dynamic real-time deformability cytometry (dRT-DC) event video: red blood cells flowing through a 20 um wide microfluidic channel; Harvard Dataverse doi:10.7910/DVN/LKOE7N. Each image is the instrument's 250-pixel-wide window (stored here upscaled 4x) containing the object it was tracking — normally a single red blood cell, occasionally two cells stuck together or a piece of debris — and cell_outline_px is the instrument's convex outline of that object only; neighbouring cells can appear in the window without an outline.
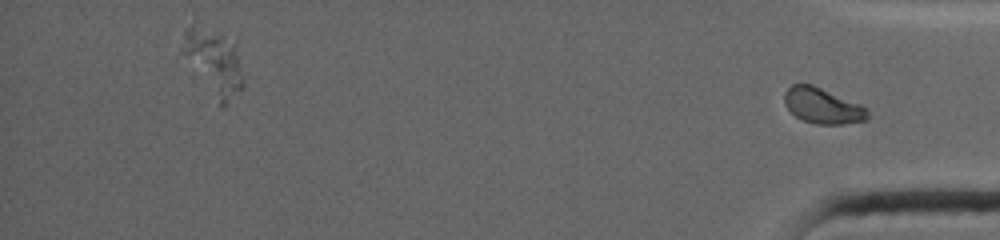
{"species": "common noctule bat (a hibernating species)", "species_latin": "Nyctalus noctula", "temperature_condition": "warm", "stored_images_in_passage": 31, "segment_of_instrument_passage": [2, 2], "camera_frame_rate_fps": 4500, "um_per_image_px": 0.085, "animal": {"sex": "female", "body_mass_g": 19.0, "forearm_length_mm": 53.3}, "frame": {"image": 1, "passage_image": 31, "time_ms": 14.0, "image_size_px": [1000, 240], "cell_outline_px": [[868, 120], [844, 124], [816, 124], [804, 120], [796, 116], [784, 104], [784, 92], [792, 84], [812, 84], [860, 104], [868, 112]], "centroid_in_image_um": [69.91, 8.99], "position_along_channel_um": 365.3, "area_um2": 17.11}}